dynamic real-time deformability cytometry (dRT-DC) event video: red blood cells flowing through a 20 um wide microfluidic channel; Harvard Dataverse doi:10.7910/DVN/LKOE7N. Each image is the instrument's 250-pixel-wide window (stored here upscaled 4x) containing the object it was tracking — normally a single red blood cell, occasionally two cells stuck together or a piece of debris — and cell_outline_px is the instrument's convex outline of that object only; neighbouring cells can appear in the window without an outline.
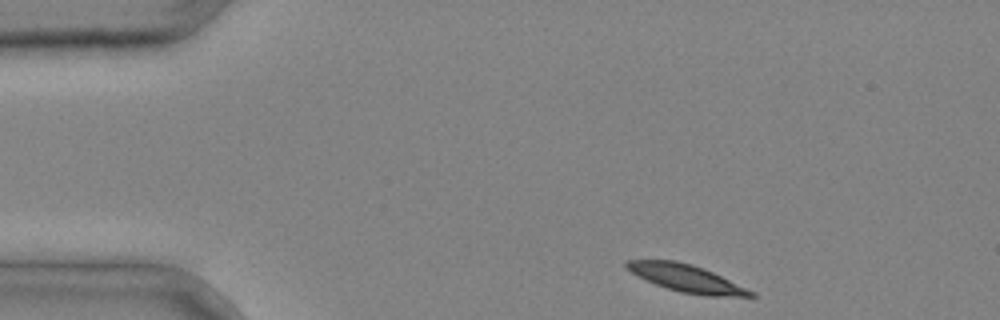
{"species": "common noctule bat (a hibernating species)", "species_latin": "Nyctalus noctula", "temperature_condition": "cold", "stored_images_in_passage": 3, "segment_of_instrument_passage": [1, 2], "camera_frame_rate_fps": 3000, "um_per_image_px": 0.085, "animal": {"sex": "male", "body_mass_g": 20.4}, "frame": {"image": 1, "passage_image": 1, "time_ms": 0.0, "image_size_px": [1000, 320], "cell_outline_px": [[756, 296], [708, 296], [680, 292], [656, 284], [636, 276], [624, 268], [624, 260], [676, 260], [692, 264], [704, 268], [756, 292]], "centroid_in_image_um": [58.31, 23.64], "position_along_channel_um": 26.7, "area_um2": 19.88}}